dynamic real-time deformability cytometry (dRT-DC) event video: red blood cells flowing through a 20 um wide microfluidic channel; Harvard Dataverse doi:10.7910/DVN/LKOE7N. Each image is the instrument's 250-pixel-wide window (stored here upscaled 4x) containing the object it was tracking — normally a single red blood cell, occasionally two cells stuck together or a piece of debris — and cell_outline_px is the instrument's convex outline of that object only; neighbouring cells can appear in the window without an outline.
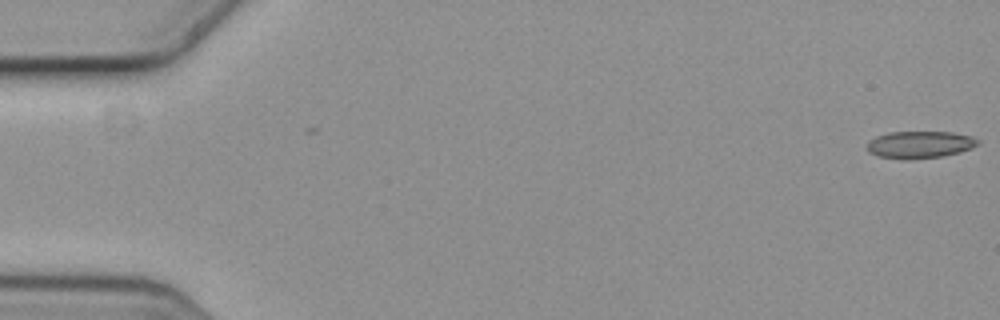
{"species": "common noctule bat (a hibernating species)", "species_latin": "Nyctalus noctula", "temperature_condition": "cold", "stored_images_in_passage": 6, "camera_frame_rate_fps": 3000, "um_per_image_px": 0.085, "animal": {"sex": "female", "body_mass_g": 19.3, "forearm_length_mm": 54.1}, "frame": {"image": 1, "passage_image": 1, "time_ms": 0.0, "image_size_px": [1000, 320], "cell_outline_px": [[980, 144], [972, 148], [960, 152], [944, 156], [908, 160], [900, 160], [876, 156], [868, 152], [868, 140], [876, 136], [888, 132], [952, 132], [972, 136], [980, 140]], "centroid_in_image_um": [78.18, 12.3], "position_along_channel_um": 6.8, "area_um2": 17.92}}
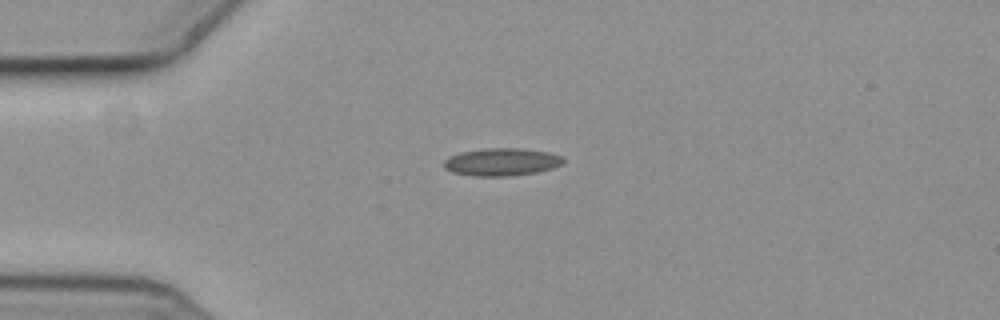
{"frame": {"image": 2, "passage_image": 5, "time_ms": 1.333, "image_size_px": [1000, 320], "cell_outline_px": [[564, 160], [560, 164], [552, 168], [536, 172], [512, 176], [476, 176], [452, 172], [444, 168], [444, 160], [448, 156], [460, 152], [484, 148], [524, 148], [552, 152], [564, 156]], "centroid_in_image_um": [42.65, 13.75], "position_along_channel_um": 42.4, "area_um2": 19.48}}